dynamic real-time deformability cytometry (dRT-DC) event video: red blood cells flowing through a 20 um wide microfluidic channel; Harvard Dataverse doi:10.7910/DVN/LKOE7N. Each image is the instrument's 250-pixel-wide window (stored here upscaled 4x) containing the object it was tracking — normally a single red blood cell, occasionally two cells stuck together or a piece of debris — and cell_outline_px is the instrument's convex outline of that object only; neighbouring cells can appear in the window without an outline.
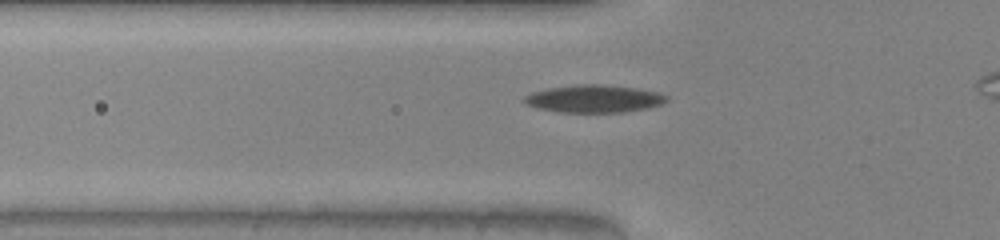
{"species": "common noctule bat (a hibernating species)", "species_latin": "Nyctalus noctula", "temperature_condition": "warm", "stored_images_in_passage": 32, "segment_of_instrument_passage": [1, 2], "camera_frame_rate_fps": 3000, "um_per_image_px": 0.085, "animal": {"sex": "male", "body_mass_g": 20.0, "forearm_length_mm": 53.3}, "frame": {"image": 1, "passage_image": 4, "time_ms": 1.0, "image_size_px": [1000, 240], "cell_outline_px": [[668, 100], [660, 104], [648, 108], [624, 112], [560, 112], [536, 108], [524, 104], [520, 100], [524, 96], [532, 92], [548, 88], [576, 84], [600, 84], [636, 88], [660, 92], [668, 96]], "centroid_in_image_um": [50.45, 8.39], "position_along_channel_um": 75.3, "area_um2": 23.12}}
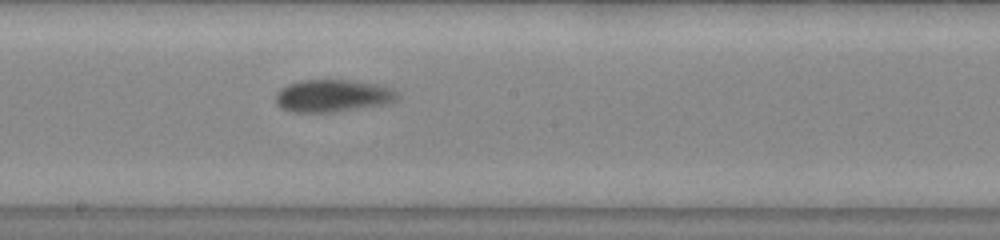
{"frame": {"image": 2, "passage_image": 15, "time_ms": 4.667, "image_size_px": [1000, 240], "cell_outline_px": [[400, 96], [396, 100], [388, 104], [332, 112], [292, 112], [280, 108], [276, 104], [276, 92], [280, 88], [288, 84], [300, 80], [352, 80], [376, 84], [392, 88]], "centroid_in_image_um": [28.27, 8.14], "position_along_channel_um": 219.9, "area_um2": 23.18}}
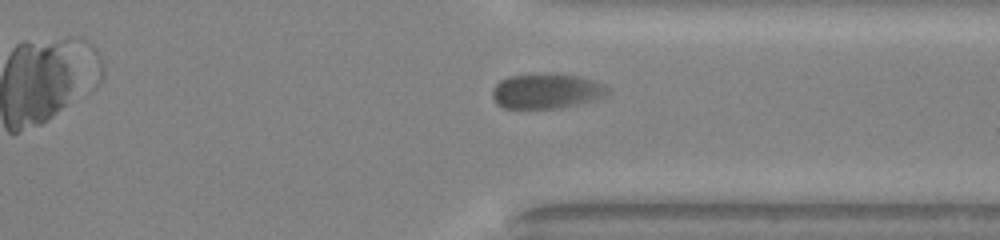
{"frame": {"image": 3, "passage_image": 26, "time_ms": 8.333, "image_size_px": [1000, 240], "cell_outline_px": [[608, 92], [604, 96], [596, 100], [560, 108], [504, 108], [496, 104], [492, 96], [492, 88], [500, 80], [508, 76], [580, 76], [604, 84], [608, 88]], "centroid_in_image_um": [46.43, 7.79], "position_along_channel_um": 365.0, "area_um2": 22.89}}